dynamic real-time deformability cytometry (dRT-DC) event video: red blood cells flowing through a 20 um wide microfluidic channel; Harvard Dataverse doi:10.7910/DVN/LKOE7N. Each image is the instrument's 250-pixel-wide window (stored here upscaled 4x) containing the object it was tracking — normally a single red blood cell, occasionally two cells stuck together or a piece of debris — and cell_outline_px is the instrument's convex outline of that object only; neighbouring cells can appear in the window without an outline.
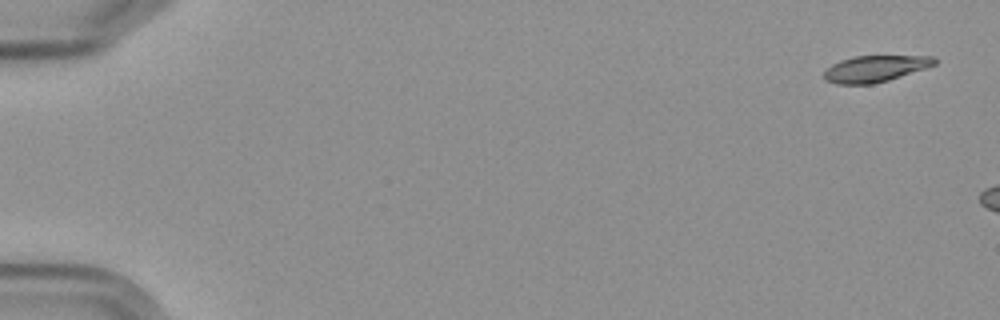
{"species": "Egyptian fruit bat (a non-hibernating species)", "species_latin": "Rousettus aegyptiacus", "temperature_condition": "cold", "stored_images_in_passage": 6, "camera_frame_rate_fps": 3000, "um_per_image_px": 0.085, "frame": {"image": 1, "passage_image": 1, "time_ms": 0.0, "image_size_px": [1000, 320], "cell_outline_px": [[936, 64], [888, 80], [872, 84], [836, 84], [824, 80], [824, 72], [832, 64], [840, 60], [852, 56], [936, 56]], "centroid_in_image_um": [74.35, 5.83], "position_along_channel_um": 10.6, "area_um2": 16.88}}
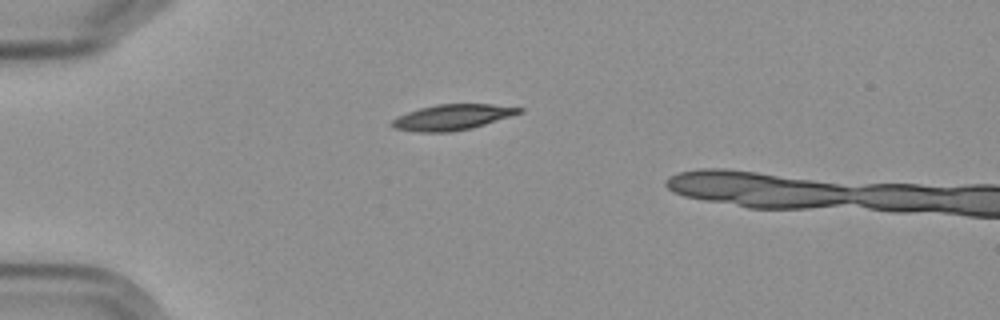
{"frame": {"image": 2, "passage_image": 5, "time_ms": 4.667, "image_size_px": [1000, 320], "cell_outline_px": [[524, 112], [472, 128], [452, 132], [420, 132], [392, 128], [388, 124], [396, 116], [420, 108], [436, 104], [492, 104], [524, 108]], "centroid_in_image_um": [38.43, 9.96], "position_along_channel_um": 46.6, "area_um2": 19.13}}